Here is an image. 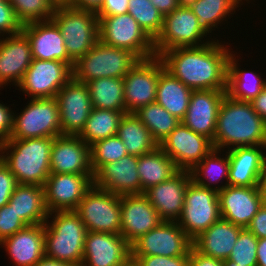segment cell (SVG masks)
Here are the masks:
<instances>
[{
  "instance_id": "cell-59",
  "label": "cell",
  "mask_w": 266,
  "mask_h": 266,
  "mask_svg": "<svg viewBox=\"0 0 266 266\" xmlns=\"http://www.w3.org/2000/svg\"><path fill=\"white\" fill-rule=\"evenodd\" d=\"M123 266H140L136 260L130 258Z\"/></svg>"
},
{
  "instance_id": "cell-34",
  "label": "cell",
  "mask_w": 266,
  "mask_h": 266,
  "mask_svg": "<svg viewBox=\"0 0 266 266\" xmlns=\"http://www.w3.org/2000/svg\"><path fill=\"white\" fill-rule=\"evenodd\" d=\"M219 154H221V150L213 149L190 171L192 180L197 185L215 190L216 192L221 191L228 185L230 167L229 155L227 151L225 153V157L223 158ZM222 178L226 180L225 183L222 182ZM214 182L215 184L217 183V185L218 183H221L222 186H216L214 185Z\"/></svg>"
},
{
  "instance_id": "cell-47",
  "label": "cell",
  "mask_w": 266,
  "mask_h": 266,
  "mask_svg": "<svg viewBox=\"0 0 266 266\" xmlns=\"http://www.w3.org/2000/svg\"><path fill=\"white\" fill-rule=\"evenodd\" d=\"M17 185L14 175L0 159V208L8 204Z\"/></svg>"
},
{
  "instance_id": "cell-46",
  "label": "cell",
  "mask_w": 266,
  "mask_h": 266,
  "mask_svg": "<svg viewBox=\"0 0 266 266\" xmlns=\"http://www.w3.org/2000/svg\"><path fill=\"white\" fill-rule=\"evenodd\" d=\"M140 266H188L189 256H131Z\"/></svg>"
},
{
  "instance_id": "cell-58",
  "label": "cell",
  "mask_w": 266,
  "mask_h": 266,
  "mask_svg": "<svg viewBox=\"0 0 266 266\" xmlns=\"http://www.w3.org/2000/svg\"><path fill=\"white\" fill-rule=\"evenodd\" d=\"M197 0H178L179 7H191Z\"/></svg>"
},
{
  "instance_id": "cell-21",
  "label": "cell",
  "mask_w": 266,
  "mask_h": 266,
  "mask_svg": "<svg viewBox=\"0 0 266 266\" xmlns=\"http://www.w3.org/2000/svg\"><path fill=\"white\" fill-rule=\"evenodd\" d=\"M221 218L247 228L264 200L259 186H229L218 192Z\"/></svg>"
},
{
  "instance_id": "cell-23",
  "label": "cell",
  "mask_w": 266,
  "mask_h": 266,
  "mask_svg": "<svg viewBox=\"0 0 266 266\" xmlns=\"http://www.w3.org/2000/svg\"><path fill=\"white\" fill-rule=\"evenodd\" d=\"M191 181V172L180 170L171 179L151 186L143 194L163 221L177 222L182 214L186 188Z\"/></svg>"
},
{
  "instance_id": "cell-1",
  "label": "cell",
  "mask_w": 266,
  "mask_h": 266,
  "mask_svg": "<svg viewBox=\"0 0 266 266\" xmlns=\"http://www.w3.org/2000/svg\"><path fill=\"white\" fill-rule=\"evenodd\" d=\"M230 49L217 39L197 47L164 51V68L192 90H227Z\"/></svg>"
},
{
  "instance_id": "cell-37",
  "label": "cell",
  "mask_w": 266,
  "mask_h": 266,
  "mask_svg": "<svg viewBox=\"0 0 266 266\" xmlns=\"http://www.w3.org/2000/svg\"><path fill=\"white\" fill-rule=\"evenodd\" d=\"M242 1L243 0H197L189 8L197 16L200 28L208 35L219 25L221 26L220 23L222 21H226L231 14H234L236 8L241 7ZM245 1H248L247 3L250 2L249 0ZM233 11L234 13H232Z\"/></svg>"
},
{
  "instance_id": "cell-22",
  "label": "cell",
  "mask_w": 266,
  "mask_h": 266,
  "mask_svg": "<svg viewBox=\"0 0 266 266\" xmlns=\"http://www.w3.org/2000/svg\"><path fill=\"white\" fill-rule=\"evenodd\" d=\"M226 94V90H193L181 122L213 142L219 108Z\"/></svg>"
},
{
  "instance_id": "cell-60",
  "label": "cell",
  "mask_w": 266,
  "mask_h": 266,
  "mask_svg": "<svg viewBox=\"0 0 266 266\" xmlns=\"http://www.w3.org/2000/svg\"><path fill=\"white\" fill-rule=\"evenodd\" d=\"M224 266H241V265H237L236 263L229 261L228 259L223 261Z\"/></svg>"
},
{
  "instance_id": "cell-24",
  "label": "cell",
  "mask_w": 266,
  "mask_h": 266,
  "mask_svg": "<svg viewBox=\"0 0 266 266\" xmlns=\"http://www.w3.org/2000/svg\"><path fill=\"white\" fill-rule=\"evenodd\" d=\"M22 32L29 40L33 59L58 60L74 68L75 63L66 52L61 31L52 19L25 24Z\"/></svg>"
},
{
  "instance_id": "cell-39",
  "label": "cell",
  "mask_w": 266,
  "mask_h": 266,
  "mask_svg": "<svg viewBox=\"0 0 266 266\" xmlns=\"http://www.w3.org/2000/svg\"><path fill=\"white\" fill-rule=\"evenodd\" d=\"M135 115L148 128L152 138L158 144L181 123V120L156 102L139 108Z\"/></svg>"
},
{
  "instance_id": "cell-49",
  "label": "cell",
  "mask_w": 266,
  "mask_h": 266,
  "mask_svg": "<svg viewBox=\"0 0 266 266\" xmlns=\"http://www.w3.org/2000/svg\"><path fill=\"white\" fill-rule=\"evenodd\" d=\"M129 0H104L100 10L96 13L97 17H108L128 12Z\"/></svg>"
},
{
  "instance_id": "cell-26",
  "label": "cell",
  "mask_w": 266,
  "mask_h": 266,
  "mask_svg": "<svg viewBox=\"0 0 266 266\" xmlns=\"http://www.w3.org/2000/svg\"><path fill=\"white\" fill-rule=\"evenodd\" d=\"M0 39V87L17 86L32 62L31 46L21 31Z\"/></svg>"
},
{
  "instance_id": "cell-29",
  "label": "cell",
  "mask_w": 266,
  "mask_h": 266,
  "mask_svg": "<svg viewBox=\"0 0 266 266\" xmlns=\"http://www.w3.org/2000/svg\"><path fill=\"white\" fill-rule=\"evenodd\" d=\"M243 229L220 218L193 240V247L205 256L225 261Z\"/></svg>"
},
{
  "instance_id": "cell-56",
  "label": "cell",
  "mask_w": 266,
  "mask_h": 266,
  "mask_svg": "<svg viewBox=\"0 0 266 266\" xmlns=\"http://www.w3.org/2000/svg\"><path fill=\"white\" fill-rule=\"evenodd\" d=\"M34 266H75V265L59 261L44 255Z\"/></svg>"
},
{
  "instance_id": "cell-15",
  "label": "cell",
  "mask_w": 266,
  "mask_h": 266,
  "mask_svg": "<svg viewBox=\"0 0 266 266\" xmlns=\"http://www.w3.org/2000/svg\"><path fill=\"white\" fill-rule=\"evenodd\" d=\"M159 147L181 171H191L214 149L212 140L194 132L182 122L161 141Z\"/></svg>"
},
{
  "instance_id": "cell-3",
  "label": "cell",
  "mask_w": 266,
  "mask_h": 266,
  "mask_svg": "<svg viewBox=\"0 0 266 266\" xmlns=\"http://www.w3.org/2000/svg\"><path fill=\"white\" fill-rule=\"evenodd\" d=\"M53 141L54 138L48 137L8 139L0 145V159L18 184L43 186L50 175Z\"/></svg>"
},
{
  "instance_id": "cell-5",
  "label": "cell",
  "mask_w": 266,
  "mask_h": 266,
  "mask_svg": "<svg viewBox=\"0 0 266 266\" xmlns=\"http://www.w3.org/2000/svg\"><path fill=\"white\" fill-rule=\"evenodd\" d=\"M52 20L59 27L69 58L76 63L99 40V20L95 12L57 4Z\"/></svg>"
},
{
  "instance_id": "cell-50",
  "label": "cell",
  "mask_w": 266,
  "mask_h": 266,
  "mask_svg": "<svg viewBox=\"0 0 266 266\" xmlns=\"http://www.w3.org/2000/svg\"><path fill=\"white\" fill-rule=\"evenodd\" d=\"M246 229L252 232L258 239L266 238V203H263L259 208Z\"/></svg>"
},
{
  "instance_id": "cell-45",
  "label": "cell",
  "mask_w": 266,
  "mask_h": 266,
  "mask_svg": "<svg viewBox=\"0 0 266 266\" xmlns=\"http://www.w3.org/2000/svg\"><path fill=\"white\" fill-rule=\"evenodd\" d=\"M22 26L9 0L0 1V37L4 34L7 36L20 33L22 31Z\"/></svg>"
},
{
  "instance_id": "cell-30",
  "label": "cell",
  "mask_w": 266,
  "mask_h": 266,
  "mask_svg": "<svg viewBox=\"0 0 266 266\" xmlns=\"http://www.w3.org/2000/svg\"><path fill=\"white\" fill-rule=\"evenodd\" d=\"M8 204L28 226L44 224L48 219L43 186L18 184Z\"/></svg>"
},
{
  "instance_id": "cell-11",
  "label": "cell",
  "mask_w": 266,
  "mask_h": 266,
  "mask_svg": "<svg viewBox=\"0 0 266 266\" xmlns=\"http://www.w3.org/2000/svg\"><path fill=\"white\" fill-rule=\"evenodd\" d=\"M204 36L206 38L207 34L200 28L193 11L189 7H178L163 18L162 29L154 39L156 56L169 49L197 47L212 42L203 40Z\"/></svg>"
},
{
  "instance_id": "cell-51",
  "label": "cell",
  "mask_w": 266,
  "mask_h": 266,
  "mask_svg": "<svg viewBox=\"0 0 266 266\" xmlns=\"http://www.w3.org/2000/svg\"><path fill=\"white\" fill-rule=\"evenodd\" d=\"M188 266H224V263L222 260L205 256L192 247L189 252Z\"/></svg>"
},
{
  "instance_id": "cell-43",
  "label": "cell",
  "mask_w": 266,
  "mask_h": 266,
  "mask_svg": "<svg viewBox=\"0 0 266 266\" xmlns=\"http://www.w3.org/2000/svg\"><path fill=\"white\" fill-rule=\"evenodd\" d=\"M258 238L244 228L233 246L229 261L241 266H257Z\"/></svg>"
},
{
  "instance_id": "cell-6",
  "label": "cell",
  "mask_w": 266,
  "mask_h": 266,
  "mask_svg": "<svg viewBox=\"0 0 266 266\" xmlns=\"http://www.w3.org/2000/svg\"><path fill=\"white\" fill-rule=\"evenodd\" d=\"M139 60L127 49L113 47L98 40L74 64L73 77L83 83L103 77L123 79Z\"/></svg>"
},
{
  "instance_id": "cell-48",
  "label": "cell",
  "mask_w": 266,
  "mask_h": 266,
  "mask_svg": "<svg viewBox=\"0 0 266 266\" xmlns=\"http://www.w3.org/2000/svg\"><path fill=\"white\" fill-rule=\"evenodd\" d=\"M14 111L5 104L0 103V145L10 137L13 128Z\"/></svg>"
},
{
  "instance_id": "cell-4",
  "label": "cell",
  "mask_w": 266,
  "mask_h": 266,
  "mask_svg": "<svg viewBox=\"0 0 266 266\" xmlns=\"http://www.w3.org/2000/svg\"><path fill=\"white\" fill-rule=\"evenodd\" d=\"M54 214V215H53ZM45 222V256L81 266L87 229L74 211L50 212Z\"/></svg>"
},
{
  "instance_id": "cell-41",
  "label": "cell",
  "mask_w": 266,
  "mask_h": 266,
  "mask_svg": "<svg viewBox=\"0 0 266 266\" xmlns=\"http://www.w3.org/2000/svg\"><path fill=\"white\" fill-rule=\"evenodd\" d=\"M128 12L154 40L160 33L164 16L149 0H129Z\"/></svg>"
},
{
  "instance_id": "cell-38",
  "label": "cell",
  "mask_w": 266,
  "mask_h": 266,
  "mask_svg": "<svg viewBox=\"0 0 266 266\" xmlns=\"http://www.w3.org/2000/svg\"><path fill=\"white\" fill-rule=\"evenodd\" d=\"M86 84L93 108L125 111L123 79L103 77Z\"/></svg>"
},
{
  "instance_id": "cell-9",
  "label": "cell",
  "mask_w": 266,
  "mask_h": 266,
  "mask_svg": "<svg viewBox=\"0 0 266 266\" xmlns=\"http://www.w3.org/2000/svg\"><path fill=\"white\" fill-rule=\"evenodd\" d=\"M220 218L218 192L192 180L186 188L182 214L177 223L194 240Z\"/></svg>"
},
{
  "instance_id": "cell-57",
  "label": "cell",
  "mask_w": 266,
  "mask_h": 266,
  "mask_svg": "<svg viewBox=\"0 0 266 266\" xmlns=\"http://www.w3.org/2000/svg\"><path fill=\"white\" fill-rule=\"evenodd\" d=\"M259 187H260V190H261V194H262L264 203H266V161H265V165H264V168H263V172L261 174Z\"/></svg>"
},
{
  "instance_id": "cell-7",
  "label": "cell",
  "mask_w": 266,
  "mask_h": 266,
  "mask_svg": "<svg viewBox=\"0 0 266 266\" xmlns=\"http://www.w3.org/2000/svg\"><path fill=\"white\" fill-rule=\"evenodd\" d=\"M99 40L104 44L127 49L140 60L156 56L154 40L129 14L98 17Z\"/></svg>"
},
{
  "instance_id": "cell-52",
  "label": "cell",
  "mask_w": 266,
  "mask_h": 266,
  "mask_svg": "<svg viewBox=\"0 0 266 266\" xmlns=\"http://www.w3.org/2000/svg\"><path fill=\"white\" fill-rule=\"evenodd\" d=\"M63 4L77 9L97 13L104 3V0H63Z\"/></svg>"
},
{
  "instance_id": "cell-20",
  "label": "cell",
  "mask_w": 266,
  "mask_h": 266,
  "mask_svg": "<svg viewBox=\"0 0 266 266\" xmlns=\"http://www.w3.org/2000/svg\"><path fill=\"white\" fill-rule=\"evenodd\" d=\"M50 173L94 174L90 146L79 136H56L50 152Z\"/></svg>"
},
{
  "instance_id": "cell-19",
  "label": "cell",
  "mask_w": 266,
  "mask_h": 266,
  "mask_svg": "<svg viewBox=\"0 0 266 266\" xmlns=\"http://www.w3.org/2000/svg\"><path fill=\"white\" fill-rule=\"evenodd\" d=\"M120 234L131 245L163 220L144 194L120 196Z\"/></svg>"
},
{
  "instance_id": "cell-54",
  "label": "cell",
  "mask_w": 266,
  "mask_h": 266,
  "mask_svg": "<svg viewBox=\"0 0 266 266\" xmlns=\"http://www.w3.org/2000/svg\"><path fill=\"white\" fill-rule=\"evenodd\" d=\"M159 12L165 16L171 13L173 10H176L178 5V0H149Z\"/></svg>"
},
{
  "instance_id": "cell-16",
  "label": "cell",
  "mask_w": 266,
  "mask_h": 266,
  "mask_svg": "<svg viewBox=\"0 0 266 266\" xmlns=\"http://www.w3.org/2000/svg\"><path fill=\"white\" fill-rule=\"evenodd\" d=\"M62 135L79 136L93 109L88 86L72 77L56 94Z\"/></svg>"
},
{
  "instance_id": "cell-25",
  "label": "cell",
  "mask_w": 266,
  "mask_h": 266,
  "mask_svg": "<svg viewBox=\"0 0 266 266\" xmlns=\"http://www.w3.org/2000/svg\"><path fill=\"white\" fill-rule=\"evenodd\" d=\"M138 156L127 155L103 165L94 174V185L116 195L141 194Z\"/></svg>"
},
{
  "instance_id": "cell-27",
  "label": "cell",
  "mask_w": 266,
  "mask_h": 266,
  "mask_svg": "<svg viewBox=\"0 0 266 266\" xmlns=\"http://www.w3.org/2000/svg\"><path fill=\"white\" fill-rule=\"evenodd\" d=\"M227 153L230 162L228 185L259 186L266 161V146L236 147Z\"/></svg>"
},
{
  "instance_id": "cell-42",
  "label": "cell",
  "mask_w": 266,
  "mask_h": 266,
  "mask_svg": "<svg viewBox=\"0 0 266 266\" xmlns=\"http://www.w3.org/2000/svg\"><path fill=\"white\" fill-rule=\"evenodd\" d=\"M91 167L95 174L103 165L128 155L125 145L117 136L99 140L90 146Z\"/></svg>"
},
{
  "instance_id": "cell-10",
  "label": "cell",
  "mask_w": 266,
  "mask_h": 266,
  "mask_svg": "<svg viewBox=\"0 0 266 266\" xmlns=\"http://www.w3.org/2000/svg\"><path fill=\"white\" fill-rule=\"evenodd\" d=\"M87 231L120 234V196L93 185L74 210Z\"/></svg>"
},
{
  "instance_id": "cell-53",
  "label": "cell",
  "mask_w": 266,
  "mask_h": 266,
  "mask_svg": "<svg viewBox=\"0 0 266 266\" xmlns=\"http://www.w3.org/2000/svg\"><path fill=\"white\" fill-rule=\"evenodd\" d=\"M250 103L256 113L266 122V86Z\"/></svg>"
},
{
  "instance_id": "cell-35",
  "label": "cell",
  "mask_w": 266,
  "mask_h": 266,
  "mask_svg": "<svg viewBox=\"0 0 266 266\" xmlns=\"http://www.w3.org/2000/svg\"><path fill=\"white\" fill-rule=\"evenodd\" d=\"M117 136L129 155L141 156L152 152L159 144L135 113H125L118 126Z\"/></svg>"
},
{
  "instance_id": "cell-12",
  "label": "cell",
  "mask_w": 266,
  "mask_h": 266,
  "mask_svg": "<svg viewBox=\"0 0 266 266\" xmlns=\"http://www.w3.org/2000/svg\"><path fill=\"white\" fill-rule=\"evenodd\" d=\"M131 256H189L193 240L175 221H162L131 245Z\"/></svg>"
},
{
  "instance_id": "cell-28",
  "label": "cell",
  "mask_w": 266,
  "mask_h": 266,
  "mask_svg": "<svg viewBox=\"0 0 266 266\" xmlns=\"http://www.w3.org/2000/svg\"><path fill=\"white\" fill-rule=\"evenodd\" d=\"M45 223L29 225L0 242L15 266H34L45 255Z\"/></svg>"
},
{
  "instance_id": "cell-14",
  "label": "cell",
  "mask_w": 266,
  "mask_h": 266,
  "mask_svg": "<svg viewBox=\"0 0 266 266\" xmlns=\"http://www.w3.org/2000/svg\"><path fill=\"white\" fill-rule=\"evenodd\" d=\"M164 68L155 56L139 60L123 77L125 112L135 113L139 108L156 101L159 73Z\"/></svg>"
},
{
  "instance_id": "cell-13",
  "label": "cell",
  "mask_w": 266,
  "mask_h": 266,
  "mask_svg": "<svg viewBox=\"0 0 266 266\" xmlns=\"http://www.w3.org/2000/svg\"><path fill=\"white\" fill-rule=\"evenodd\" d=\"M72 77L73 70L65 62L32 59L16 87L31 99L53 98Z\"/></svg>"
},
{
  "instance_id": "cell-31",
  "label": "cell",
  "mask_w": 266,
  "mask_h": 266,
  "mask_svg": "<svg viewBox=\"0 0 266 266\" xmlns=\"http://www.w3.org/2000/svg\"><path fill=\"white\" fill-rule=\"evenodd\" d=\"M192 91L163 68L159 73L155 102L182 120L187 112Z\"/></svg>"
},
{
  "instance_id": "cell-17",
  "label": "cell",
  "mask_w": 266,
  "mask_h": 266,
  "mask_svg": "<svg viewBox=\"0 0 266 266\" xmlns=\"http://www.w3.org/2000/svg\"><path fill=\"white\" fill-rule=\"evenodd\" d=\"M93 185L94 174L50 173L43 185L49 213L75 210Z\"/></svg>"
},
{
  "instance_id": "cell-44",
  "label": "cell",
  "mask_w": 266,
  "mask_h": 266,
  "mask_svg": "<svg viewBox=\"0 0 266 266\" xmlns=\"http://www.w3.org/2000/svg\"><path fill=\"white\" fill-rule=\"evenodd\" d=\"M27 226L9 204L0 208V242Z\"/></svg>"
},
{
  "instance_id": "cell-2",
  "label": "cell",
  "mask_w": 266,
  "mask_h": 266,
  "mask_svg": "<svg viewBox=\"0 0 266 266\" xmlns=\"http://www.w3.org/2000/svg\"><path fill=\"white\" fill-rule=\"evenodd\" d=\"M213 146L222 152L224 148L266 146V122L250 102L226 94L219 108Z\"/></svg>"
},
{
  "instance_id": "cell-18",
  "label": "cell",
  "mask_w": 266,
  "mask_h": 266,
  "mask_svg": "<svg viewBox=\"0 0 266 266\" xmlns=\"http://www.w3.org/2000/svg\"><path fill=\"white\" fill-rule=\"evenodd\" d=\"M131 246L121 234L88 231L81 266H123Z\"/></svg>"
},
{
  "instance_id": "cell-40",
  "label": "cell",
  "mask_w": 266,
  "mask_h": 266,
  "mask_svg": "<svg viewBox=\"0 0 266 266\" xmlns=\"http://www.w3.org/2000/svg\"><path fill=\"white\" fill-rule=\"evenodd\" d=\"M18 21L22 24L51 20L57 0H9Z\"/></svg>"
},
{
  "instance_id": "cell-33",
  "label": "cell",
  "mask_w": 266,
  "mask_h": 266,
  "mask_svg": "<svg viewBox=\"0 0 266 266\" xmlns=\"http://www.w3.org/2000/svg\"><path fill=\"white\" fill-rule=\"evenodd\" d=\"M235 56L231 52L228 58L226 93L233 99L251 102L266 86V79L253 71L241 70Z\"/></svg>"
},
{
  "instance_id": "cell-8",
  "label": "cell",
  "mask_w": 266,
  "mask_h": 266,
  "mask_svg": "<svg viewBox=\"0 0 266 266\" xmlns=\"http://www.w3.org/2000/svg\"><path fill=\"white\" fill-rule=\"evenodd\" d=\"M62 135L58 103L55 97L30 99L20 115L13 113L9 139H29Z\"/></svg>"
},
{
  "instance_id": "cell-36",
  "label": "cell",
  "mask_w": 266,
  "mask_h": 266,
  "mask_svg": "<svg viewBox=\"0 0 266 266\" xmlns=\"http://www.w3.org/2000/svg\"><path fill=\"white\" fill-rule=\"evenodd\" d=\"M125 111L93 108L79 137L89 146L117 135L118 126Z\"/></svg>"
},
{
  "instance_id": "cell-32",
  "label": "cell",
  "mask_w": 266,
  "mask_h": 266,
  "mask_svg": "<svg viewBox=\"0 0 266 266\" xmlns=\"http://www.w3.org/2000/svg\"><path fill=\"white\" fill-rule=\"evenodd\" d=\"M141 194L151 186L171 179L180 170L176 163L158 146L152 152L138 156Z\"/></svg>"
},
{
  "instance_id": "cell-55",
  "label": "cell",
  "mask_w": 266,
  "mask_h": 266,
  "mask_svg": "<svg viewBox=\"0 0 266 266\" xmlns=\"http://www.w3.org/2000/svg\"><path fill=\"white\" fill-rule=\"evenodd\" d=\"M257 266H266V238L258 239Z\"/></svg>"
}]
</instances>
